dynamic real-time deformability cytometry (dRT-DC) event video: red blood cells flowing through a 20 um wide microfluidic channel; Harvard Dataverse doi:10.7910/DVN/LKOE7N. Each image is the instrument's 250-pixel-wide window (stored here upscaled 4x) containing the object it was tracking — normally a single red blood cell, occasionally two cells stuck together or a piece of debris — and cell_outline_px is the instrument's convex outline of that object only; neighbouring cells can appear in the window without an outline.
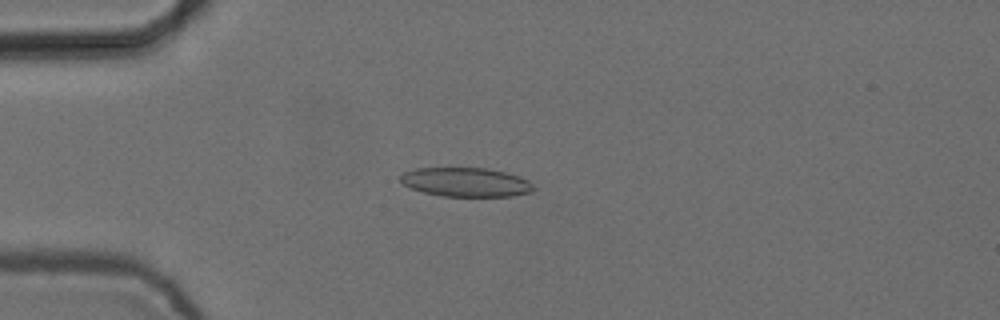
{"species": "common noctule bat (a hibernating species)", "species_latin": "Nyctalus noctula", "temperature_condition": "cold", "stored_images_in_passage": 4, "camera_frame_rate_fps": 3000, "um_per_image_px": 0.085, "animal": {"sex": "female", "body_mass_g": 24.6, "forearm_length_mm": 56.2}, "frame": {"image": 1, "passage_image": 4, "time_ms": 1.0, "image_size_px": [1000, 320], "cell_outline_px": [[536, 188], [532, 192], [512, 196], [440, 196], [424, 192], [412, 188], [404, 184], [400, 180], [400, 176], [404, 172], [416, 168], [484, 168], [504, 172], [520, 176], [528, 180]], "centroid_in_image_um": [39.63, 15.48], "position_along_channel_um": 45.4, "area_um2": 22.48}}